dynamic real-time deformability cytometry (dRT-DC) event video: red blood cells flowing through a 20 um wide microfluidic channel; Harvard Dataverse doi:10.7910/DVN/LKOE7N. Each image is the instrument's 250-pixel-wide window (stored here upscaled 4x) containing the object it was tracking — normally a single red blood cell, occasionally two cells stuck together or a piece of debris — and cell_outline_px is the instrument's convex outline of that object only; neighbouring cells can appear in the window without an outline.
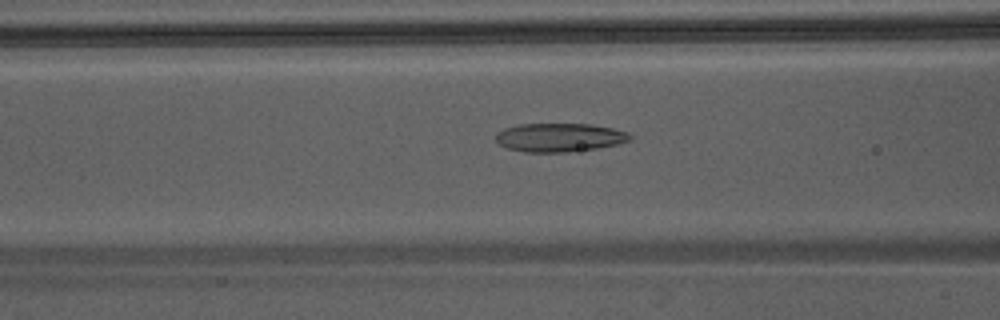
{"species": "Egyptian fruit bat (a non-hibernating species)", "species_latin": "Rousettus aegyptiacus", "temperature_condition": "warm", "stored_images_in_passage": 49, "camera_frame_rate_fps": 3000, "um_per_image_px": 0.085, "animal": {"sex": "male"}, "frame": {"image": 1, "passage_image": 22, "time_ms": 7.0, "image_size_px": [1000, 320], "cell_outline_px": [[632, 136], [628, 140], [616, 144], [596, 148], [564, 152], [524, 152], [504, 148], [496, 140], [496, 132], [504, 128], [520, 124], [588, 124], [612, 128], [628, 132]], "centroid_in_image_um": [47.49, 11.68], "position_along_channel_um": 119.1, "area_um2": 22.25}}
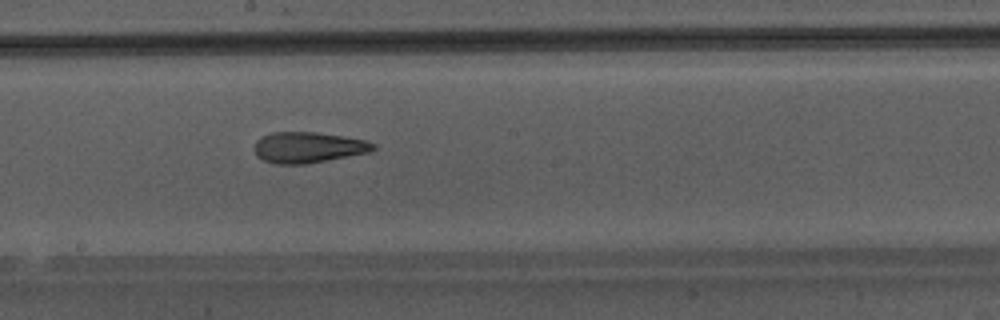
{"frame": {"image": 2, "passage_image": 29, "time_ms": 9.333, "image_size_px": [1000, 320], "cell_outline_px": [[376, 148], [368, 152], [304, 164], [276, 164], [264, 160], [256, 156], [252, 148], [256, 140], [272, 132], [316, 132], [364, 140], [376, 144]], "centroid_in_image_um": [26.12, 12.53], "position_along_channel_um": 222.1, "area_um2": 21.15}}
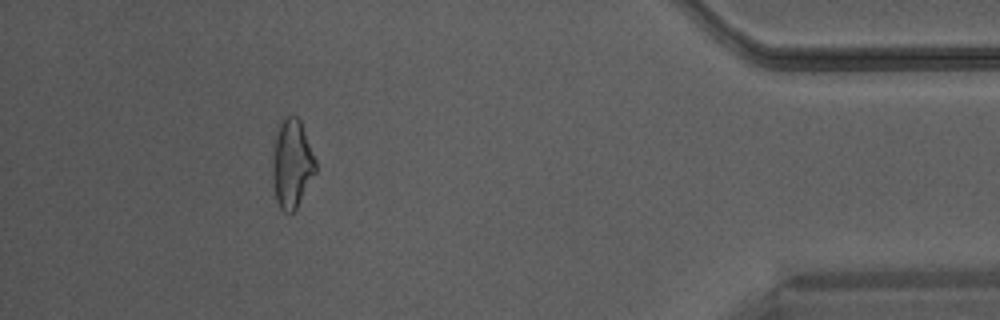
{"frame": {"image": 3, "passage_image": 45, "time_ms": 14.667, "image_size_px": [1000, 320], "cell_outline_px": [[316, 172], [296, 208], [292, 212], [284, 212], [280, 208], [276, 200], [272, 176], [272, 164], [276, 132], [280, 124], [288, 116], [296, 116], [300, 120], [316, 160]], "centroid_in_image_um": [24.81, 13.93], "position_along_channel_um": 410.4, "area_um2": 21.96}}